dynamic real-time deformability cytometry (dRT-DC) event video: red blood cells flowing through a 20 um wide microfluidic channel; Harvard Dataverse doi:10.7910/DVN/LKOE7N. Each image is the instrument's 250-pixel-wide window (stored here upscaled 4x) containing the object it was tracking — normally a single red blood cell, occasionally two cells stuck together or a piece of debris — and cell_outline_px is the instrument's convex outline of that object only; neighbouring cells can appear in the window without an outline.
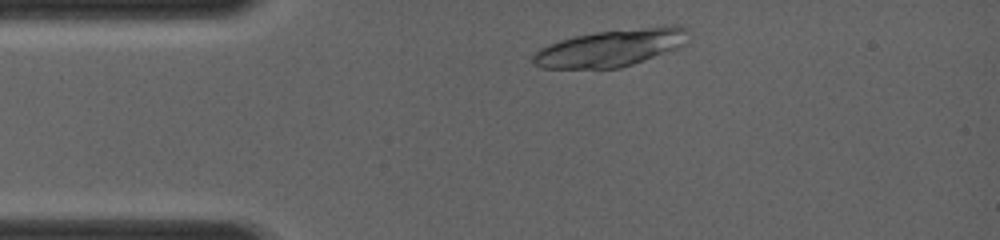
{"species": "common noctule bat (a hibernating species)", "species_latin": "Nyctalus noctula", "temperature_condition": "room temperature", "stored_images_in_passage": 6, "camera_frame_rate_fps": 4000, "um_per_image_px": 0.085, "animal": {"sex": "female", "body_mass_g": 19.0, "forearm_length_mm": 56.7}, "frame": {"image": 1, "passage_image": 3, "time_ms": 0.5, "image_size_px": [1000, 240], "cell_outline_px": [[688, 28], [680, 44], [676, 48], [632, 64], [620, 68], [544, 68], [536, 64], [532, 60], [532, 56], [540, 48], [548, 44], [560, 40], [576, 36], [596, 32], [664, 24], [680, 24]], "centroid_in_image_um": [51.9, 4.04], "position_along_channel_um": 33.1, "area_um2": 33.23}}